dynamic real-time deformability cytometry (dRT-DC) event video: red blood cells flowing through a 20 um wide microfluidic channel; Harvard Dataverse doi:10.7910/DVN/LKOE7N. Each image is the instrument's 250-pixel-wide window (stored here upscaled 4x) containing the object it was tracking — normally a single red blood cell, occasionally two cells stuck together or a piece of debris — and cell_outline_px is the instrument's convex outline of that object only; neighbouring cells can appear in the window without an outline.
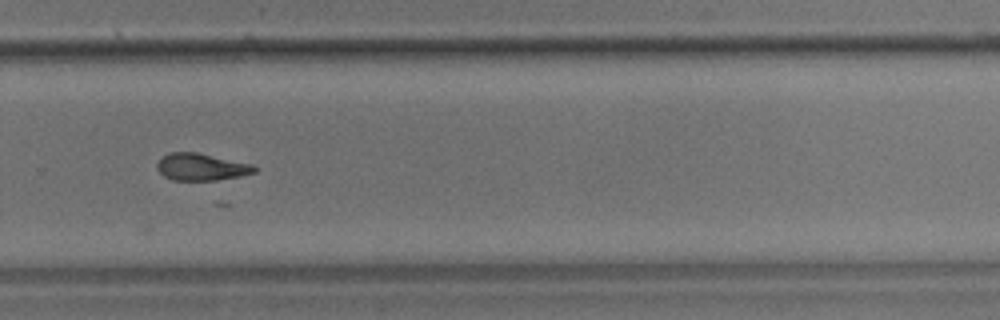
{"species": "common noctule bat (a hibernating species)", "species_latin": "Nyctalus noctula", "temperature_condition": "room temperature", "stored_images_in_passage": 34, "camera_frame_rate_fps": 3000, "um_per_image_px": 0.085, "animal": {"sex": "male", "body_mass_g": 17.9}, "frame": {"image": 1, "passage_image": 28, "time_ms": 9.0, "image_size_px": [1000, 320], "cell_outline_px": [[256, 172], [240, 176], [216, 180], [172, 180], [164, 176], [156, 168], [156, 164], [168, 152], [196, 152], [252, 164], [256, 168]], "centroid_in_image_um": [17.09, 14.19], "position_along_channel_um": 312.7, "area_um2": 15.26}}